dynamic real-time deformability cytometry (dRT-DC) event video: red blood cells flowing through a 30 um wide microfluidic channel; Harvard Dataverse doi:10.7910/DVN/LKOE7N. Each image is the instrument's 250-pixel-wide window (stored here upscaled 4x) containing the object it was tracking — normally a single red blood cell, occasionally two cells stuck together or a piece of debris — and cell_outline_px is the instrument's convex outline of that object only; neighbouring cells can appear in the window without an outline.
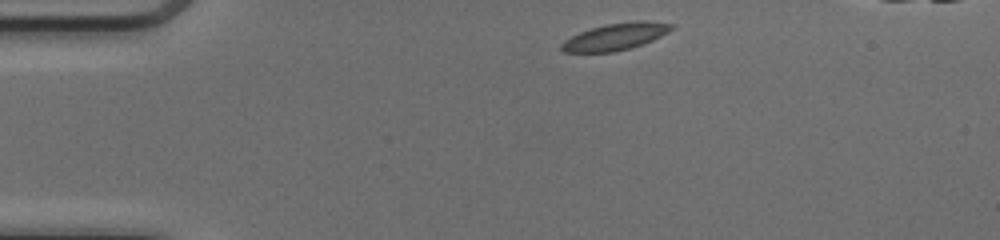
{"species": "common noctule bat (a hibernating species)", "species_latin": "Nyctalus noctula", "temperature_condition": "cold", "stored_images_in_passage": 39, "camera_frame_rate_fps": 3000, "um_per_image_px": 0.085, "animal": {"sex": "female", "body_mass_g": 17.0, "forearm_length_mm": 48.0}, "frame": {"image": 1, "passage_image": 1, "time_ms": 0.0, "image_size_px": [1000, 240], "cell_outline_px": [[672, 28], [668, 32], [644, 44], [612, 52], [564, 52], [560, 48], [560, 44], [564, 40], [580, 32], [592, 28], [608, 24], [636, 20], [644, 20], [672, 24]], "centroid_in_image_um": [52.3, 3.11], "position_along_channel_um": 32.7, "area_um2": 16.99}}
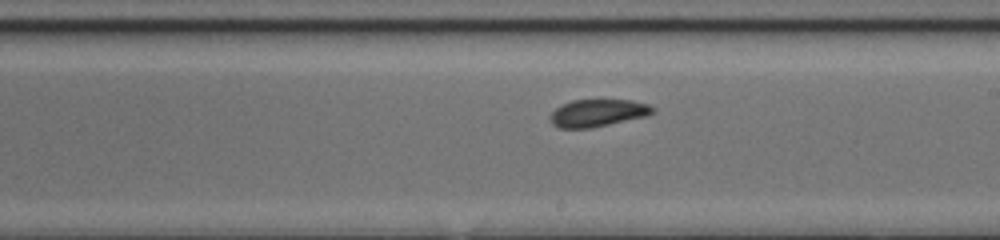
{"frame": {"image": 2, "passage_image": 20, "time_ms": 6.333, "image_size_px": [1000, 240], "cell_outline_px": [[656, 112], [644, 116], [592, 128], [560, 128], [552, 124], [552, 112], [556, 108], [572, 100], [632, 100], [648, 104], [656, 108]], "centroid_in_image_um": [50.85, 9.6], "position_along_channel_um": 238.2, "area_um2": 16.13}}
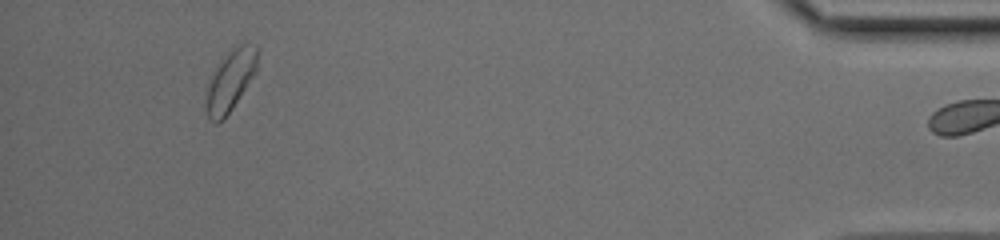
{"frame": {"image": 3, "passage_image": 38, "time_ms": 12.333, "image_size_px": [1000, 240], "cell_outline_px": [[256, 72], [224, 120], [216, 124], [208, 120], [208, 88], [212, 76], [216, 68], [228, 52], [240, 44], [256, 44]], "centroid_in_image_um": [19.61, 6.87], "position_along_channel_um": 415.6, "area_um2": 17.4}, "authors_computed_cell_mechanics": {"area_um2": 16.9354, "velocity_mm_per_s": 4.0927, "shape_relaxation_time_tau1_ms": 8.6709, "shape_relaxation_time_tau2_ms": 2.5797, "deformation_change_tau1": 0.1402, "deformation_change_tau2": 0.0763}}